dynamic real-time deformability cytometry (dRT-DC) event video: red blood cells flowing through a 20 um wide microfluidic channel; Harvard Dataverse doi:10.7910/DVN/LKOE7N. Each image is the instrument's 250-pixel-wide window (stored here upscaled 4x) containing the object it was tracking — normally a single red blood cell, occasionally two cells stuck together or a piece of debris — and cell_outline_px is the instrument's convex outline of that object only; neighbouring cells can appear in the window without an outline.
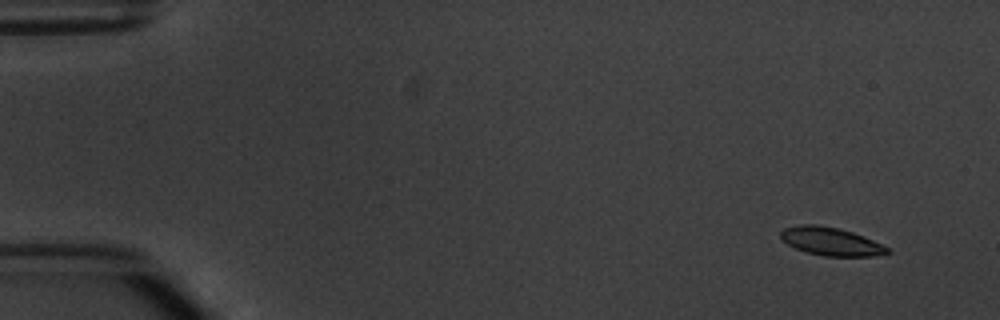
{"species": "common noctule bat (a hibernating species)", "species_latin": "Nyctalus noctula", "temperature_condition": "warm", "stored_images_in_passage": 7, "camera_frame_rate_fps": 3000, "um_per_image_px": 0.085, "animal": {"sex": "male", "body_mass_g": 20.1, "forearm_length_mm": 53.5}, "frame": {"image": 1, "passage_image": 1, "time_ms": 0.0, "image_size_px": [1000, 320], "cell_outline_px": [[892, 252], [872, 256], [824, 256], [808, 252], [796, 248], [780, 240], [780, 232], [784, 228], [800, 224], [816, 224], [836, 228], [852, 232], [872, 240], [888, 248]], "centroid_in_image_um": [70.58, 20.52], "position_along_channel_um": 14.4, "area_um2": 17.28}}
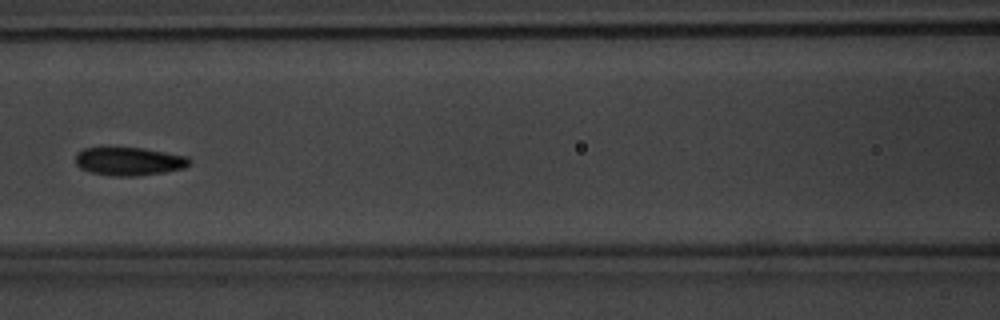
{"frame": {"image": 2, "passage_image": 7, "time_ms": 7.0, "image_size_px": [1000, 320], "cell_outline_px": [[192, 160], [184, 168], [164, 172], [136, 176], [112, 176], [92, 172], [80, 168], [76, 164], [76, 152], [84, 148], [108, 144], [144, 148], [188, 156]], "centroid_in_image_um": [10.92, 13.65], "position_along_channel_um": 155.7, "area_um2": 19.59}}